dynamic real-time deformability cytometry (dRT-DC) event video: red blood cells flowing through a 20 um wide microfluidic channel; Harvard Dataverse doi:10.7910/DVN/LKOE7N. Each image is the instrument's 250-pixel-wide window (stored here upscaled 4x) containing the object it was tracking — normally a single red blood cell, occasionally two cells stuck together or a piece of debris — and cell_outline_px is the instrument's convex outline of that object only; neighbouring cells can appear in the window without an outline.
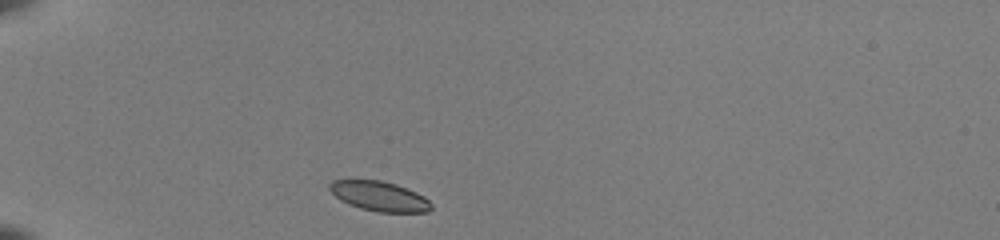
{"species": "common noctule bat (a hibernating species)", "species_latin": "Nyctalus noctula", "temperature_condition": "room temperature", "stored_images_in_passage": 37, "camera_frame_rate_fps": 3000, "um_per_image_px": 0.085, "animal": {"sex": "female", "body_mass_g": 22.0, "forearm_length_mm": 56.7}, "frame": {"image": 1, "passage_image": 1, "time_ms": 0.0, "image_size_px": [1000, 240], "cell_outline_px": [[432, 208], [428, 212], [376, 212], [360, 208], [348, 204], [340, 200], [328, 188], [328, 184], [332, 180], [380, 180], [396, 184], [416, 192], [424, 196], [432, 204]], "centroid_in_image_um": [32.24, 16.68], "position_along_channel_um": 52.8, "area_um2": 17.69}}
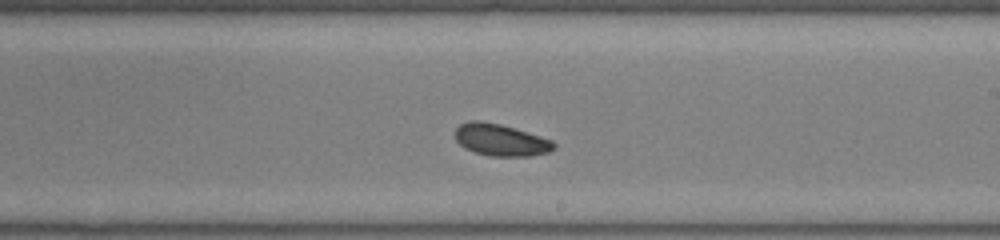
{"frame": {"image": 2, "passage_image": 18, "time_ms": 5.667, "image_size_px": [1000, 240], "cell_outline_px": [[556, 148], [548, 152], [532, 156], [488, 156], [464, 148], [456, 140], [456, 128], [460, 124], [468, 120], [480, 120], [500, 124], [540, 136], [552, 140], [556, 144]], "centroid_in_image_um": [42.56, 11.9], "position_along_channel_um": 246.4, "area_um2": 18.38}}
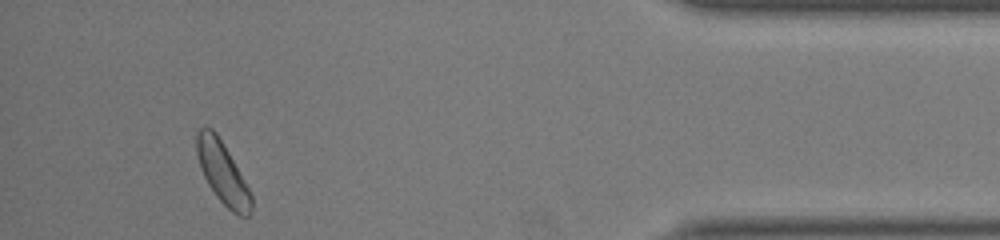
{"frame": {"image": 3, "passage_image": 34, "time_ms": 11.0, "image_size_px": [1000, 240], "cell_outline_px": [[252, 208], [248, 216], [240, 216], [232, 212], [216, 196], [208, 184], [200, 168], [196, 152], [196, 132], [204, 124], [212, 128], [216, 132], [228, 152], [248, 188], [252, 196]], "centroid_in_image_um": [18.88, 14.65], "position_along_channel_um": 416.3, "area_um2": 19.48}, "authors_computed_cell_mechanics": {"area_um2": 18.3804, "velocity_mm_per_s": 3.9475, "shape_relaxation_time_tau1_ms": 3.0337, "shape_relaxation_time_tau2_ms": null, "deformation_change_tau1": 0.0822, "deformation_change_tau2": null}}